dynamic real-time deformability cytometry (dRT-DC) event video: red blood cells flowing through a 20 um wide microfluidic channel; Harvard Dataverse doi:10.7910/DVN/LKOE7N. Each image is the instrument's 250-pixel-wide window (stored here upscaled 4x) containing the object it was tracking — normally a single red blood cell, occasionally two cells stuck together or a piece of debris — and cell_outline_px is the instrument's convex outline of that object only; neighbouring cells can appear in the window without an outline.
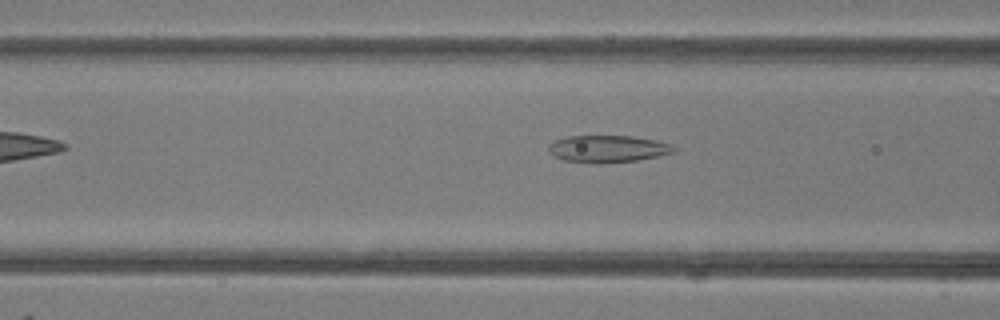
{"species": "common noctule bat (a hibernating species)", "species_latin": "Nyctalus noctula", "temperature_condition": "room temperature", "stored_images_in_passage": 27, "camera_frame_rate_fps": 3000, "um_per_image_px": 0.085, "animal": {"sex": "female"}, "frame": {"image": 1, "passage_image": 6, "time_ms": 1.667, "image_size_px": [1000, 320], "cell_outline_px": [[676, 148], [672, 152], [656, 156], [636, 160], [600, 164], [596, 164], [564, 160], [548, 152], [548, 144], [556, 140], [568, 136], [632, 136], [656, 140], [672, 144]], "centroid_in_image_um": [51.63, 12.65], "position_along_channel_um": 115.0, "area_um2": 19.71}}
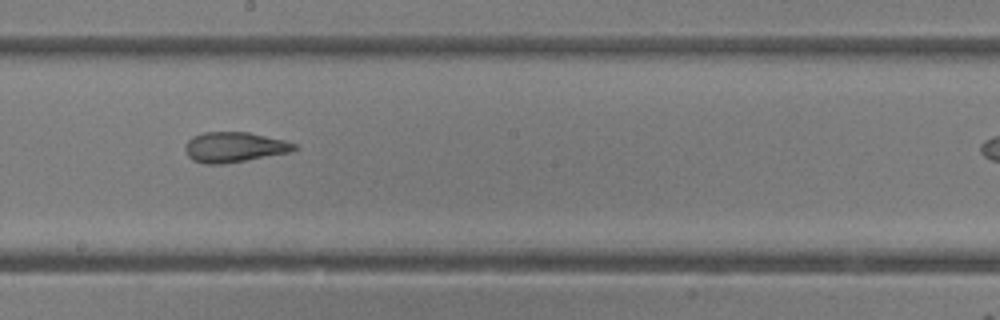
{"frame": {"image": 2, "passage_image": 14, "time_ms": 4.333, "image_size_px": [1000, 320], "cell_outline_px": [[300, 148], [292, 152], [224, 164], [204, 164], [192, 160], [188, 156], [184, 148], [188, 140], [192, 136], [204, 132], [248, 132], [284, 140], [296, 144]], "centroid_in_image_um": [19.92, 12.51], "position_along_channel_um": 228.3, "area_um2": 19.36}}
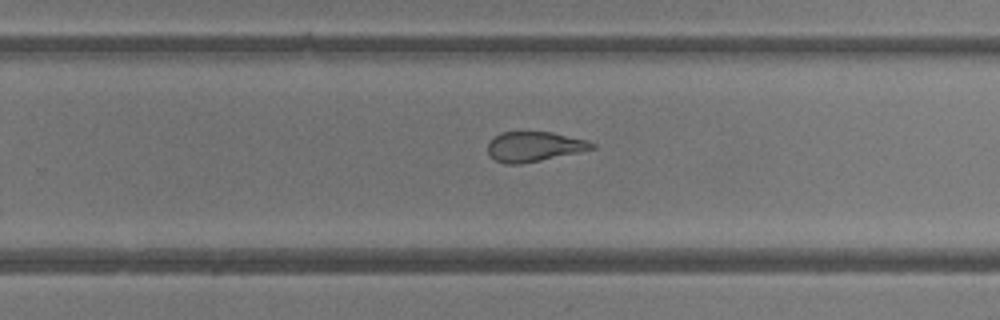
{"frame": {"image": 3, "passage_image": 18, "time_ms": 5.667, "image_size_px": [1000, 320], "cell_outline_px": [[596, 148], [580, 152], [520, 164], [504, 164], [496, 160], [488, 152], [488, 144], [500, 132], [552, 132], [588, 140], [596, 144]], "centroid_in_image_um": [45.45, 12.46], "position_along_channel_um": 284.4, "area_um2": 18.03}}